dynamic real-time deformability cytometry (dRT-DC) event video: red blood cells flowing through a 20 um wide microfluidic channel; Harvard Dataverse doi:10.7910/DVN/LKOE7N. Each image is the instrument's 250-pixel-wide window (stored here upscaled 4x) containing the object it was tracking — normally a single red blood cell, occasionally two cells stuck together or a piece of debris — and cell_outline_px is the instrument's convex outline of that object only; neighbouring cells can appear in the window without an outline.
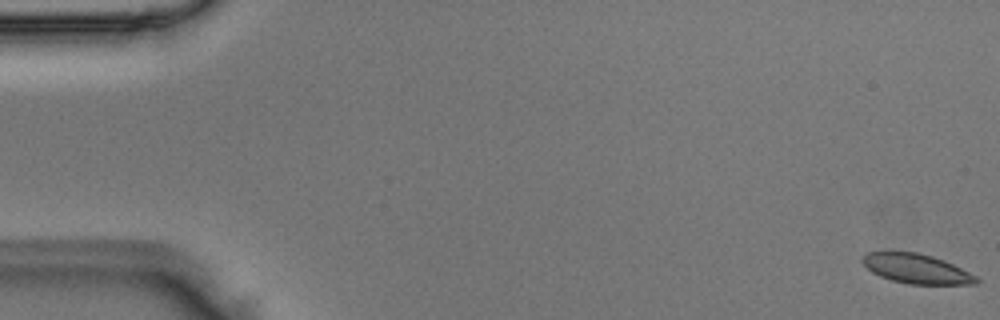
{"species": "Egyptian fruit bat (a non-hibernating species)", "species_latin": "Rousettus aegyptiacus", "temperature_condition": "room temperature", "stored_images_in_passage": 52, "camera_frame_rate_fps": 3000, "um_per_image_px": 0.085, "animal": {"sex": "male"}, "frame": {"image": 1, "passage_image": 1, "time_ms": 0.0, "image_size_px": [1000, 320], "cell_outline_px": [[980, 284], [908, 284], [892, 280], [880, 276], [872, 272], [860, 260], [868, 252], [920, 252], [944, 260], [976, 276], [980, 280]], "centroid_in_image_um": [77.92, 22.84], "position_along_channel_um": 7.1, "area_um2": 19.48}}
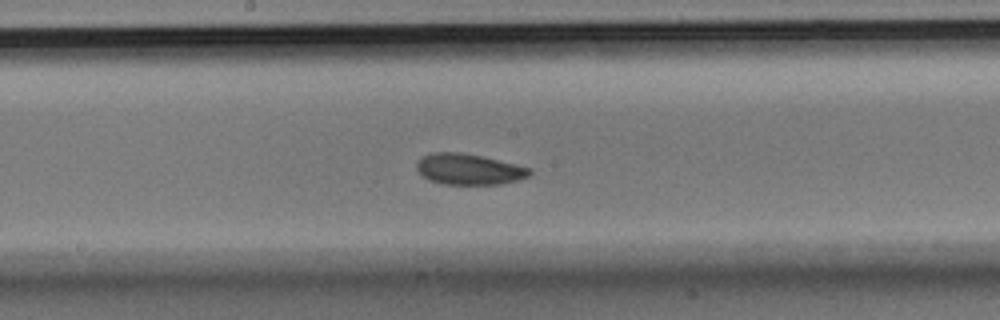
{"frame": {"image": 2, "passage_image": 28, "time_ms": 9.0, "image_size_px": [1000, 320], "cell_outline_px": [[532, 172], [528, 176], [520, 180], [500, 184], [444, 184], [428, 180], [420, 176], [416, 168], [416, 160], [420, 156], [432, 152], [460, 152], [484, 156], [532, 168]], "centroid_in_image_um": [39.82, 14.37], "position_along_channel_um": 208.4, "area_um2": 20.81}}
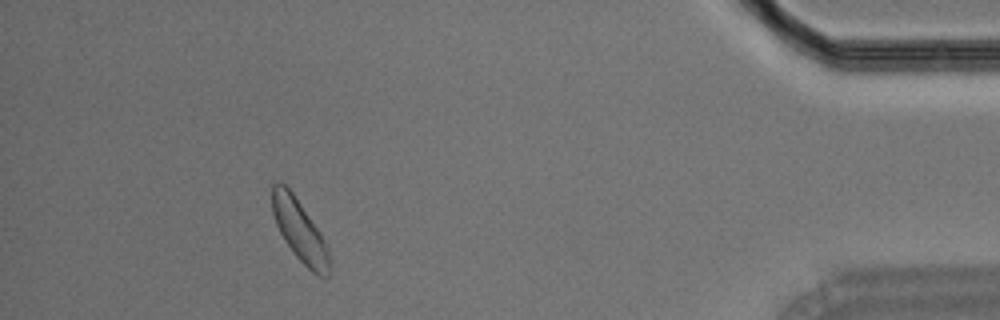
{"frame": {"image": 3, "passage_image": 48, "time_ms": 15.667, "image_size_px": [1000, 320], "cell_outline_px": [[332, 268], [328, 276], [320, 276], [312, 272], [296, 256], [284, 240], [276, 224], [272, 212], [272, 184], [284, 184], [292, 192], [324, 240], [328, 248]], "centroid_in_image_um": [25.49, 19.66], "position_along_channel_um": 409.7, "area_um2": 20.11}}